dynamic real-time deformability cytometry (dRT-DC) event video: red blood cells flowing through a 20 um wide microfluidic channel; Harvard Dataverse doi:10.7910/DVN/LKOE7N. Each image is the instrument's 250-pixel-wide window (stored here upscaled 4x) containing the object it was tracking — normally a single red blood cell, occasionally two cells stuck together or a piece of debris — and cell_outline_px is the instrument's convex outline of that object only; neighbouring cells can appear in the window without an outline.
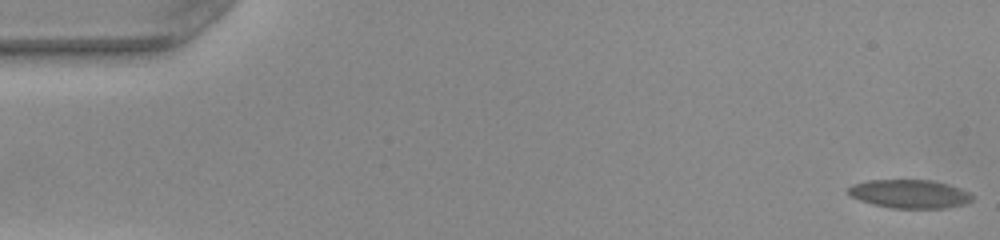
{"species": "common noctule bat (a hibernating species)", "species_latin": "Nyctalus noctula", "temperature_condition": "warm", "stored_images_in_passage": 52, "camera_frame_rate_fps": 3000, "um_per_image_px": 0.085, "animal": {"sex": "female", "body_mass_g": 22.0, "forearm_length_mm": 56.7}, "frame": {"image": 1, "passage_image": 1, "time_ms": 0.0, "image_size_px": [1000, 240], "cell_outline_px": [[972, 200], [964, 204], [944, 208], [892, 208], [860, 200], [848, 196], [848, 188], [852, 184], [868, 180], [932, 180], [948, 184], [960, 188], [968, 192], [972, 196]], "centroid_in_image_um": [77.3, 16.47], "position_along_channel_um": 7.7, "area_um2": 20.52}}
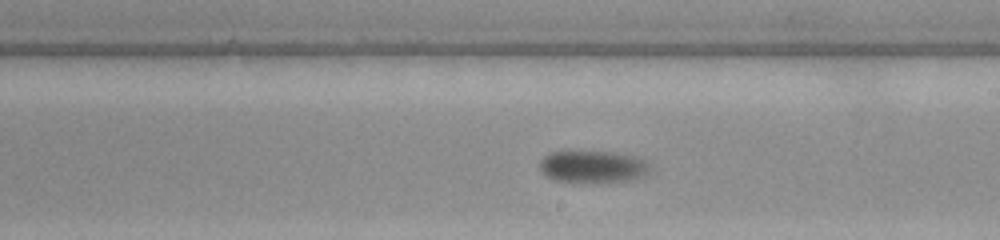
{"frame": {"image": 2, "passage_image": 30, "time_ms": 9.667, "image_size_px": [1000, 240], "cell_outline_px": [[652, 168], [644, 176], [632, 180], [556, 180], [544, 176], [540, 172], [540, 160], [548, 152], [608, 152], [632, 156], [644, 160]], "centroid_in_image_um": [50.36, 14.14], "position_along_channel_um": 238.6, "area_um2": 19.88}}
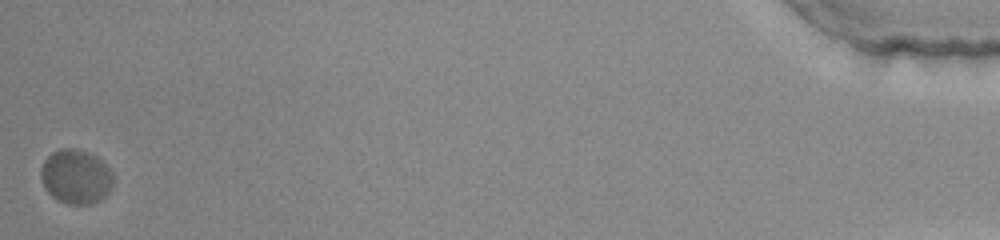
{"frame": {"image": 3, "passage_image": 52, "time_ms": 17.0, "image_size_px": [1000, 240], "cell_outline_px": [[116, 180], [112, 188], [100, 200], [92, 204], [64, 204], [56, 200], [44, 188], [40, 176], [40, 168], [44, 160], [52, 152], [60, 148], [76, 148], [88, 152], [96, 156], [112, 172]], "centroid_in_image_um": [6.45, 15.02], "position_along_channel_um": 428.8, "area_um2": 23.35}}